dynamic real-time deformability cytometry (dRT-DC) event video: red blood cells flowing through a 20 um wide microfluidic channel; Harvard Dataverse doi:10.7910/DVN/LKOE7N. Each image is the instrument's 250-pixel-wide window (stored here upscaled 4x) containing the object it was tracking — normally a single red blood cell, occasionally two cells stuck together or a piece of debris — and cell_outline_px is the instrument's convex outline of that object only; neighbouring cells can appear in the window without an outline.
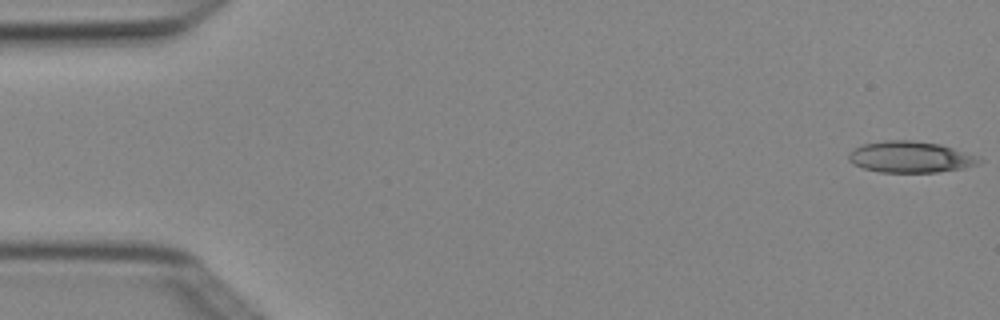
{"species": "Egyptian fruit bat (a non-hibernating species)", "species_latin": "Rousettus aegyptiacus", "temperature_condition": "cold", "stored_images_in_passage": 5, "camera_frame_rate_fps": 3000, "um_per_image_px": 0.085, "animal": {"sex": "female"}, "frame": {"image": 1, "passage_image": 1, "time_ms": 0.0, "image_size_px": [1000, 320], "cell_outline_px": [[984, 160], [976, 164], [964, 168], [936, 172], [880, 172], [864, 168], [848, 160], [848, 152], [864, 144], [884, 140], [912, 140], [940, 144], [980, 156]], "centroid_in_image_um": [77.42, 13.34], "position_along_channel_um": 7.6, "area_um2": 23.76}}
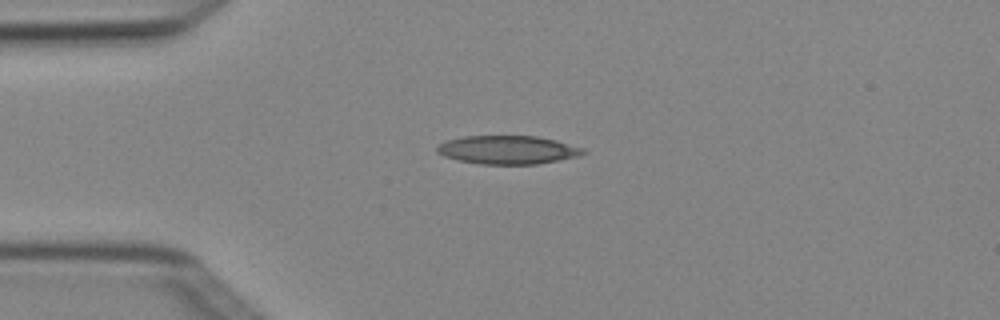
{"frame": {"image": 2, "passage_image": 4, "time_ms": 1.0, "image_size_px": [1000, 320], "cell_outline_px": [[588, 152], [580, 156], [536, 164], [480, 164], [460, 160], [444, 156], [436, 152], [436, 148], [440, 144], [448, 140], [464, 136], [536, 136], [556, 140], [584, 148]], "centroid_in_image_um": [43.2, 12.73], "position_along_channel_um": 41.8, "area_um2": 24.16}}